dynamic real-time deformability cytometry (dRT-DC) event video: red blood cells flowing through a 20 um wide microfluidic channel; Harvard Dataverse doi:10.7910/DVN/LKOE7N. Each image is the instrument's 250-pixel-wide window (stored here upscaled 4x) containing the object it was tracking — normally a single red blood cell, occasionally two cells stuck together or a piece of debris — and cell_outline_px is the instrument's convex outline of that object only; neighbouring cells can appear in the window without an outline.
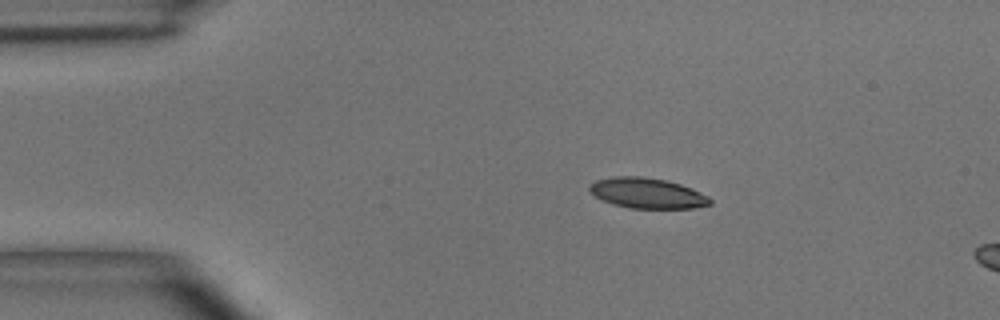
{"species": "common noctule bat (a hibernating species)", "species_latin": "Nyctalus noctula", "temperature_condition": "room temperature", "stored_images_in_passage": 3, "camera_frame_rate_fps": 3000, "um_per_image_px": 0.085, "animal": {"sex": "male", "body_mass_g": 15.6}, "frame": {"image": 1, "passage_image": 1, "time_ms": 0.0, "image_size_px": [1000, 320], "cell_outline_px": [[712, 204], [696, 208], [632, 208], [616, 204], [604, 200], [588, 192], [588, 184], [596, 180], [612, 176], [640, 176], [664, 180], [680, 184], [700, 192], [708, 196], [712, 200]], "centroid_in_image_um": [55.0, 16.41], "position_along_channel_um": 30.0, "area_um2": 21.27}}